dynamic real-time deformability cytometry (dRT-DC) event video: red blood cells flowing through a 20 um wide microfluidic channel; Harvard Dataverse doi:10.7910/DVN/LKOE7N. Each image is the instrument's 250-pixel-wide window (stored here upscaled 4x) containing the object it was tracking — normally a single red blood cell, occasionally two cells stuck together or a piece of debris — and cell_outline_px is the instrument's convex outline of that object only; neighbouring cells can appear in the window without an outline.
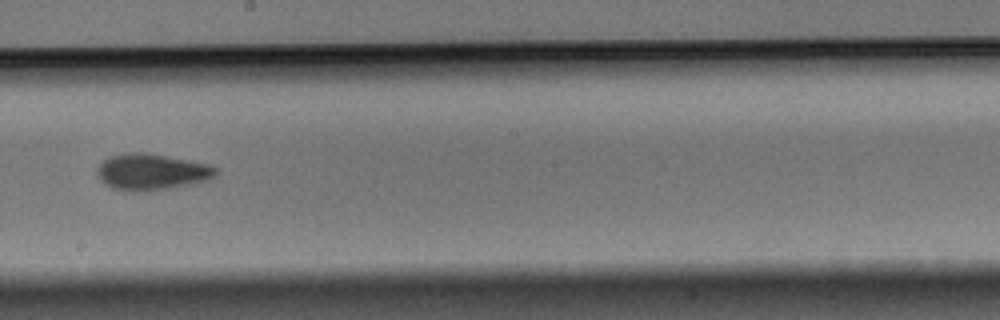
{"species": "Egyptian fruit bat (a non-hibernating species)", "species_latin": "Rousettus aegyptiacus", "temperature_condition": "warm", "stored_images_in_passage": 8, "camera_frame_rate_fps": 3000, "um_per_image_px": 0.085, "animal": {"sex": "male"}, "frame": {"image": 1, "passage_image": 8, "time_ms": 2.333, "image_size_px": [1000, 320], "cell_outline_px": [[220, 172], [212, 180], [196, 184], [168, 188], [112, 188], [104, 184], [96, 176], [96, 168], [108, 156], [132, 152], [144, 152], [188, 160], [208, 164], [216, 168]], "centroid_in_image_um": [12.94, 14.57], "position_along_channel_um": 235.3, "area_um2": 24.62}}